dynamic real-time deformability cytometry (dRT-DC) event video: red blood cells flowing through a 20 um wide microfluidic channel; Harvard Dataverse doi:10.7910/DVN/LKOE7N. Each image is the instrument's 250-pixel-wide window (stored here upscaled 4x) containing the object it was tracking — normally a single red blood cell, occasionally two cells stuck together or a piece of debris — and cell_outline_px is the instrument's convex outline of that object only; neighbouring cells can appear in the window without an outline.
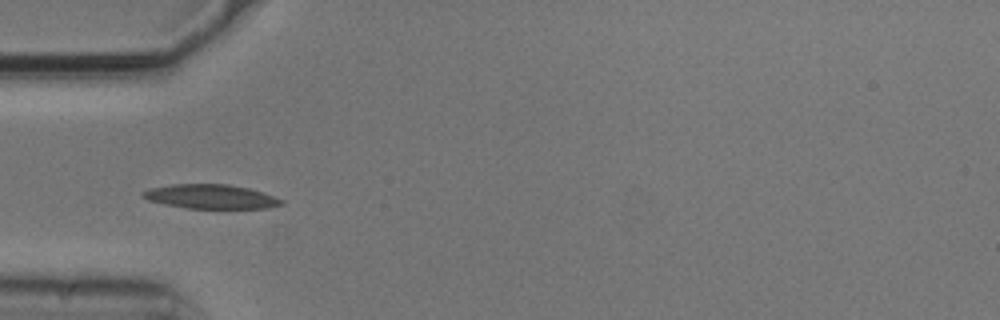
{"species": "common noctule bat (a hibernating species)", "species_latin": "Nyctalus noctula", "temperature_condition": "cold", "stored_images_in_passage": 8, "camera_frame_rate_fps": 3000, "um_per_image_px": 0.085, "animal": {"sex": "male", "body_mass_g": 20.5, "forearm_length_mm": 52.5}, "frame": {"image": 1, "passage_image": 3, "time_ms": 0.667, "image_size_px": [1000, 320], "cell_outline_px": [[284, 204], [268, 208], [184, 208], [164, 204], [148, 200], [140, 196], [140, 192], [152, 188], [172, 184], [228, 184], [248, 188], [264, 192], [284, 200]], "centroid_in_image_um": [17.92, 16.71], "position_along_channel_um": 67.1, "area_um2": 19.65}}
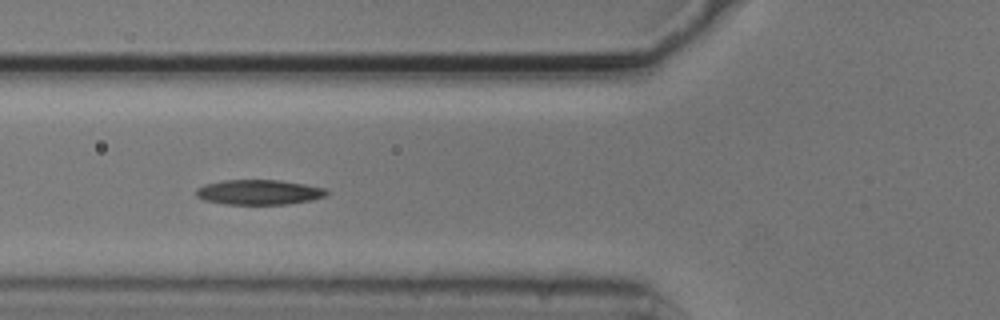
{"frame": {"image": 2, "passage_image": 4, "time_ms": 1.0, "image_size_px": [1000, 320], "cell_outline_px": [[328, 192], [324, 196], [312, 200], [288, 204], [224, 204], [204, 200], [196, 196], [196, 188], [204, 184], [224, 180], [280, 180], [304, 184], [324, 188]], "centroid_in_image_um": [21.97, 16.33], "position_along_channel_um": 103.8, "area_um2": 18.96}}
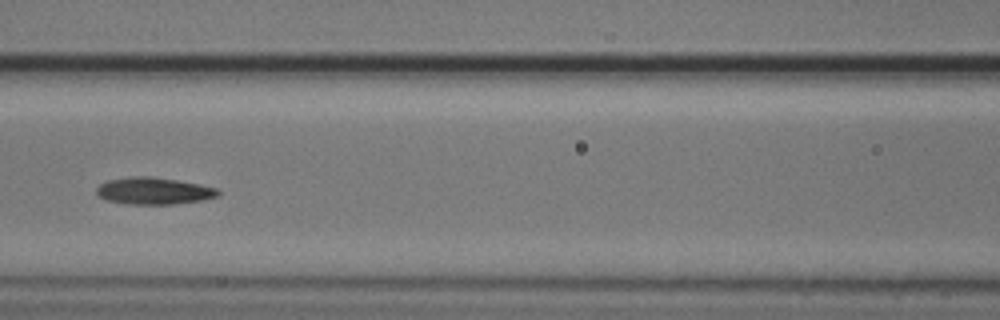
{"frame": {"image": 3, "passage_image": 5, "time_ms": 1.333, "image_size_px": [1000, 320], "cell_outline_px": [[220, 196], [200, 200], [176, 204], [128, 204], [108, 200], [100, 196], [96, 192], [96, 188], [100, 184], [108, 180], [132, 176], [148, 176], [176, 180], [200, 184], [216, 188], [220, 192]], "centroid_in_image_um": [13.08, 16.22], "position_along_channel_um": 153.5, "area_um2": 18.96}}